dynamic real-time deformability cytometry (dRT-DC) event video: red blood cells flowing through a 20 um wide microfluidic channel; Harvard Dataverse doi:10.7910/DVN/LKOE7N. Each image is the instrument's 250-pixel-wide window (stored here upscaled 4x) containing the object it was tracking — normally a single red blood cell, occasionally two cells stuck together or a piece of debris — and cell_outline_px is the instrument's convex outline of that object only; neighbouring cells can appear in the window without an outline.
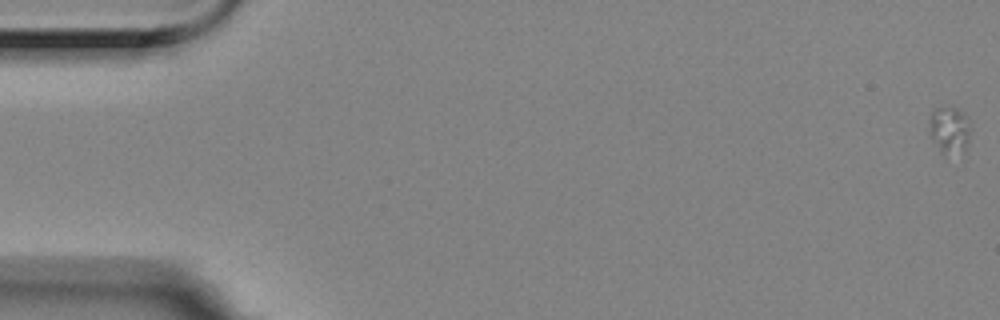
{"species": "Egyptian fruit bat (a non-hibernating species)", "species_latin": "Rousettus aegyptiacus", "temperature_condition": "room temperature", "stored_images_in_passage": 17, "camera_frame_rate_fps": 3000, "um_per_image_px": 0.085, "animal": {"sex": "female"}, "frame": {"image": 1, "passage_image": 1, "time_ms": 0.0, "image_size_px": [1000, 320], "cell_outline_px": [[972, 128], [968, 140], [964, 148], [944, 156], [936, 144], [932, 136], [928, 120], [928, 116], [932, 108], [956, 108], [964, 112], [968, 116]], "centroid_in_image_um": [80.71, 10.97], "position_along_channel_um": 4.3, "area_um2": 11.27}}